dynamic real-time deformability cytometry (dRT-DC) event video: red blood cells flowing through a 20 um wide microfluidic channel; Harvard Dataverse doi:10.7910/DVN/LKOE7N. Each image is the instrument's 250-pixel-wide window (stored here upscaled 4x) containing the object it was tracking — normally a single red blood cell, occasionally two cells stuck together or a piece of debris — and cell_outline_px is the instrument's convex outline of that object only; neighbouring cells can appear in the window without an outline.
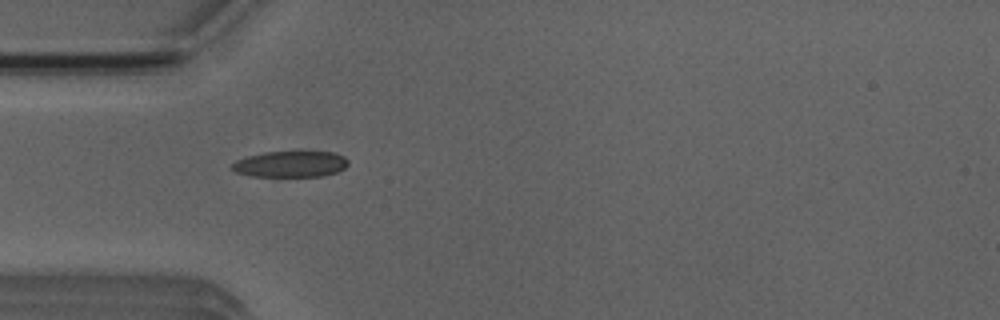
{"species": "Egyptian fruit bat (a non-hibernating species)", "species_latin": "Rousettus aegyptiacus", "temperature_condition": "room temperature", "stored_images_in_passage": 6, "camera_frame_rate_fps": 3000, "um_per_image_px": 0.085, "animal": {"sex": "male"}, "frame": {"image": 1, "passage_image": 5, "time_ms": 4.667, "image_size_px": [1000, 320], "cell_outline_px": [[348, 164], [344, 168], [336, 172], [320, 176], [252, 176], [236, 172], [228, 168], [236, 160], [248, 156], [264, 152], [332, 152], [344, 156], [348, 160]], "centroid_in_image_um": [24.66, 13.95], "position_along_channel_um": 60.3, "area_um2": 17.57}}